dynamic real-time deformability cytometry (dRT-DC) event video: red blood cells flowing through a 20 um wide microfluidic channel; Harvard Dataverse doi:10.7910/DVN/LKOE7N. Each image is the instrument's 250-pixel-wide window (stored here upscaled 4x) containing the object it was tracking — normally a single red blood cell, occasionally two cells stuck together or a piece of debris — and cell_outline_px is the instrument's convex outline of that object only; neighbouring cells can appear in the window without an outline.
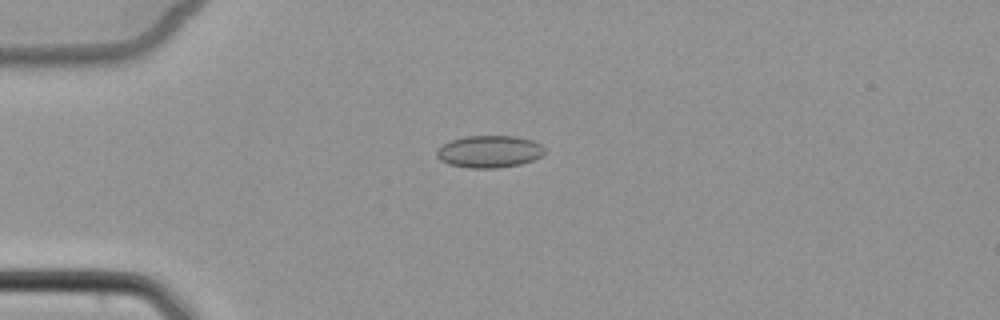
{"species": "common noctule bat (a hibernating species)", "species_latin": "Nyctalus noctula", "temperature_condition": "cold", "stored_images_in_passage": 4, "camera_frame_rate_fps": 3000, "um_per_image_px": 0.085, "animal": {"sex": "female", "body_mass_g": 22.7, "forearm_length_mm": 54.2}, "frame": {"image": 1, "passage_image": 4, "time_ms": 4.667, "image_size_px": [1000, 320], "cell_outline_px": [[544, 152], [540, 156], [532, 160], [520, 164], [496, 168], [468, 168], [448, 164], [440, 160], [436, 156], [436, 148], [452, 140], [464, 136], [516, 136], [532, 140], [540, 144], [544, 148]], "centroid_in_image_um": [41.55, 12.88], "position_along_channel_um": 43.4, "area_um2": 20.23}}